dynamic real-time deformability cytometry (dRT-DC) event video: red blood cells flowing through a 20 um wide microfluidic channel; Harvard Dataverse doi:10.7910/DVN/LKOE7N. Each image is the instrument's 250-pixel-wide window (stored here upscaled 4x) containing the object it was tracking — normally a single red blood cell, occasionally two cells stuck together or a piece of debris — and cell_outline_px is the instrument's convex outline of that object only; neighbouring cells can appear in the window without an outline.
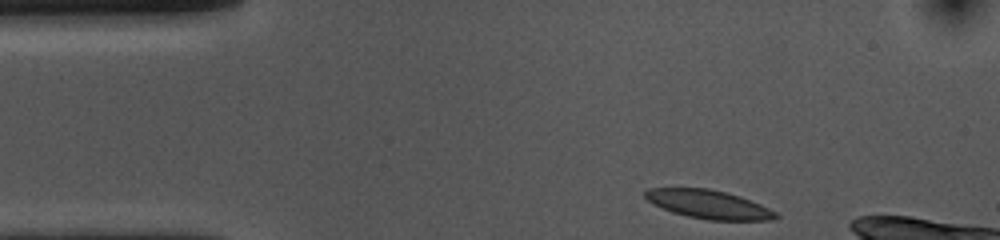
{"species": "common noctule bat (a hibernating species)", "species_latin": "Nyctalus noctula", "temperature_condition": "cold", "stored_images_in_passage": 37, "camera_frame_rate_fps": 3000, "um_per_image_px": 0.085, "animal": {"sex": "female", "body_mass_g": 10.0, "forearm_length_mm": 53.1}, "frame": {"image": 1, "passage_image": 1, "time_ms": 0.0, "image_size_px": [1000, 240], "cell_outline_px": [[780, 216], [768, 220], [708, 220], [688, 216], [672, 212], [652, 204], [644, 196], [644, 192], [648, 188], [708, 188], [740, 196], [760, 204], [776, 212]], "centroid_in_image_um": [60.2, 17.37], "position_along_channel_um": 24.8, "area_um2": 21.62}}
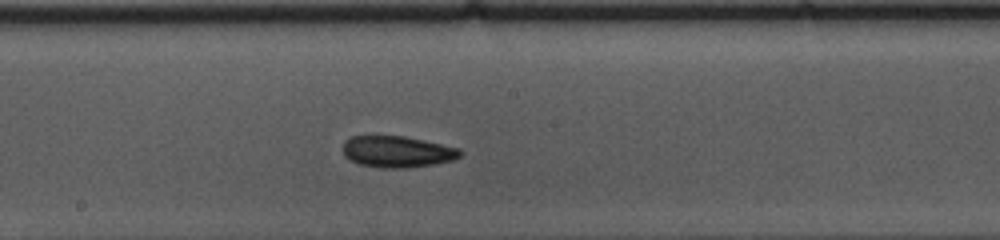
{"frame": {"image": 2, "passage_image": 21, "time_ms": 6.667, "image_size_px": [1000, 240], "cell_outline_px": [[464, 152], [460, 156], [452, 160], [432, 164], [408, 168], [384, 168], [360, 164], [344, 156], [340, 148], [344, 140], [352, 136], [404, 136], [424, 140], [460, 148]], "centroid_in_image_um": [33.74, 12.88], "position_along_channel_um": 214.5, "area_um2": 21.62}}
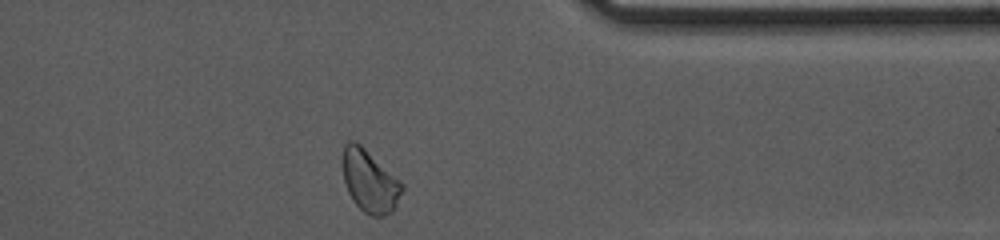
{"frame": {"image": 3, "passage_image": 36, "time_ms": 11.667, "image_size_px": [1000, 240], "cell_outline_px": [[404, 188], [392, 212], [384, 216], [372, 216], [364, 212], [352, 200], [348, 192], [344, 180], [340, 160], [344, 144], [348, 140], [356, 140], [400, 180], [404, 184]], "centroid_in_image_um": [31.39, 15.36], "position_along_channel_um": 380.0, "area_um2": 21.91}, "authors_computed_cell_mechanics": {"area_um2": 21.6172, "velocity_mm_per_s": 3.5947, "shape_relaxation_time_tau1_ms": 8.7021, "shape_relaxation_time_tau2_ms": null, "deformation_change_tau1": 0.1427, "deformation_change_tau2": null}}